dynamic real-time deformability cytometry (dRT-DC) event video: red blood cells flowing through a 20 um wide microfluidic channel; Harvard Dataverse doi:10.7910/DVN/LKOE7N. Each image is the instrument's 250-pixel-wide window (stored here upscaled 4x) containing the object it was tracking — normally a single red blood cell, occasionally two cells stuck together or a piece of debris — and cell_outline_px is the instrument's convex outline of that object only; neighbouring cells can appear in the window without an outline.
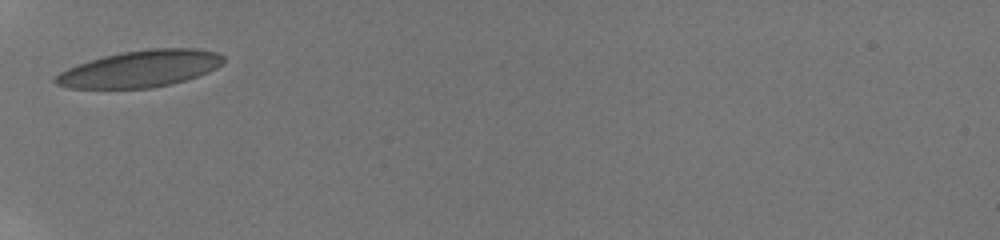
{"species": "human", "species_latin": "Homo sapiens", "temperature_condition": "room temperature", "stored_images_in_passage": 29, "camera_frame_rate_fps": 3000, "um_per_image_px": 0.085, "donor": {"sex": "male"}, "frame": {"image": 1, "passage_image": 1, "time_ms": 0.0, "image_size_px": [1000, 240], "cell_outline_px": [[224, 64], [208, 72], [184, 80], [152, 88], [68, 88], [56, 84], [52, 80], [60, 72], [68, 68], [104, 56], [120, 52], [148, 48], [200, 48], [216, 52], [224, 56]], "centroid_in_image_um": [11.95, 5.83], "position_along_channel_um": 73.0, "area_um2": 35.84}}
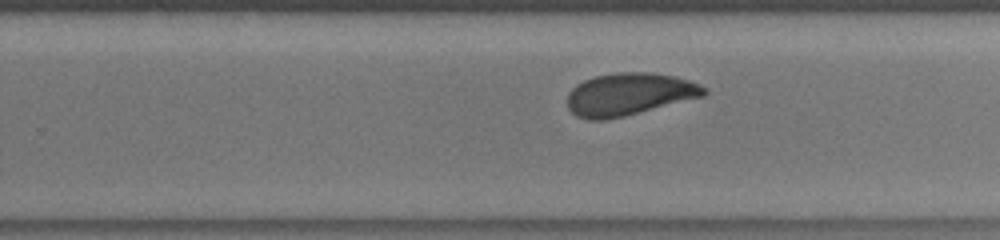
{"frame": {"image": 2, "passage_image": 17, "time_ms": 5.333, "image_size_px": [1000, 240], "cell_outline_px": [[708, 92], [704, 96], [624, 116], [604, 120], [588, 120], [576, 116], [568, 108], [568, 92], [576, 84], [584, 80], [596, 76], [616, 72], [652, 72], [672, 76], [688, 80], [700, 84], [708, 88]], "centroid_in_image_um": [53.47, 8.01], "position_along_channel_um": 276.3, "area_um2": 33.81}}
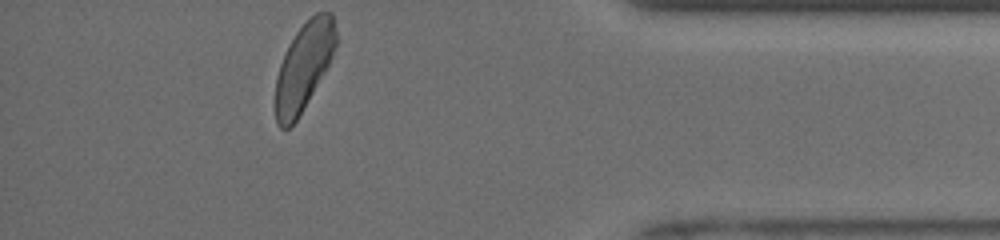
{"frame": {"image": 3, "passage_image": 29, "time_ms": 9.333, "image_size_px": [1000, 240], "cell_outline_px": [[336, 44], [332, 56], [328, 64], [296, 120], [288, 128], [280, 128], [276, 124], [276, 76], [280, 64], [288, 44], [296, 32], [316, 12], [332, 12], [336, 32]], "centroid_in_image_um": [25.81, 5.63], "position_along_channel_um": 409.4, "area_um2": 30.11}, "authors_computed_cell_mechanics": {"area_um2": 33.813, "velocity_mm_per_s": 3.9385, "shape_relaxation_time_tau1_ms": 4.028, "shape_relaxation_time_tau2_ms": 1.1667, "deformation_change_tau1": 0.1286, "deformation_change_tau2": 0.0611}}